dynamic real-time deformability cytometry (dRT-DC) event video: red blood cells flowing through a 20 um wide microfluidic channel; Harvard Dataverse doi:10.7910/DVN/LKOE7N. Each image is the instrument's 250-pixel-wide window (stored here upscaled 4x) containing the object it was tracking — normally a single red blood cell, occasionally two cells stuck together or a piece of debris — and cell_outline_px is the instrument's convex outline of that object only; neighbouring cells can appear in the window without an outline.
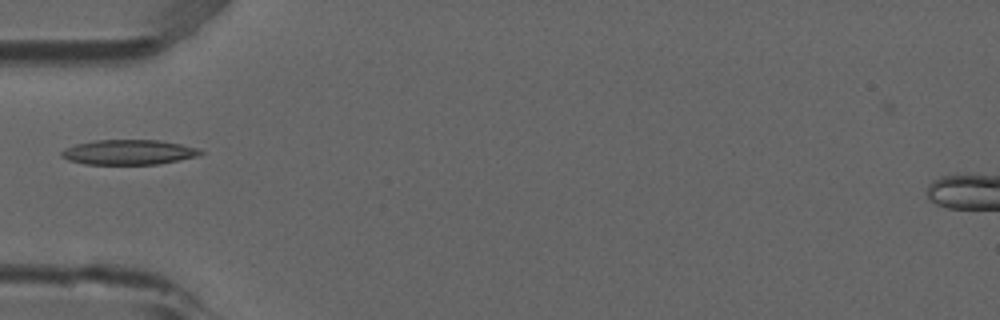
{"species": "common noctule bat (a hibernating species)", "species_latin": "Nyctalus noctula", "temperature_condition": "room temperature", "stored_images_in_passage": 6, "camera_frame_rate_fps": 3000, "um_per_image_px": 0.085, "animal": {"sex": "male", "forearm_length_mm": 52.5}, "frame": {"image": 1, "passage_image": 5, "time_ms": 1.333, "image_size_px": [1000, 320], "cell_outline_px": [[204, 152], [196, 156], [160, 164], [84, 164], [68, 160], [60, 156], [60, 152], [64, 148], [76, 144], [96, 140], [160, 140], [180, 144], [196, 148]], "centroid_in_image_um": [10.88, 12.94], "position_along_channel_um": 74.1, "area_um2": 20.11}}
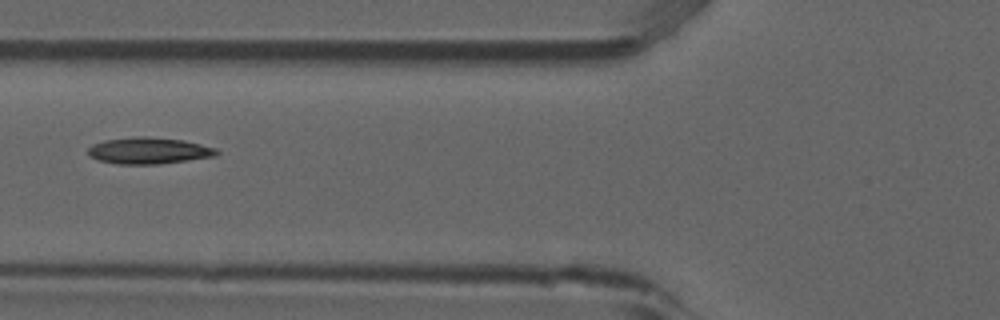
{"frame": {"image": 2, "passage_image": 6, "time_ms": 1.667, "image_size_px": [1000, 320], "cell_outline_px": [[220, 152], [216, 156], [160, 164], [120, 164], [96, 160], [88, 156], [88, 148], [92, 144], [104, 140], [136, 136], [148, 136], [184, 140], [216, 148]], "centroid_in_image_um": [12.63, 12.8], "position_along_channel_um": 113.2, "area_um2": 20.06}}